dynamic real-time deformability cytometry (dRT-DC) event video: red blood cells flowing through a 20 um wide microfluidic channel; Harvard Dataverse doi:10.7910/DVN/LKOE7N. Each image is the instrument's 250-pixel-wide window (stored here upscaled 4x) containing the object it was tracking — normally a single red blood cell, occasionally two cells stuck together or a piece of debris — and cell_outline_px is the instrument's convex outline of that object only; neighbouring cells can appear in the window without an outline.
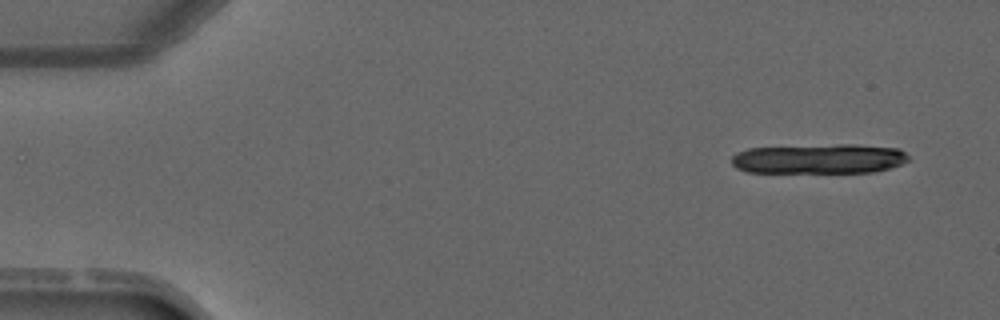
{"species": "common noctule bat (a hibernating species)", "species_latin": "Nyctalus noctula", "temperature_condition": "warm", "stored_images_in_passage": 5, "segment_of_instrument_passage": [1, 2], "camera_frame_rate_fps": 3000, "um_per_image_px": 0.085, "animal": {"sex": "male", "forearm_length_mm": 52.5}, "frame": {"image": 1, "passage_image": 1, "time_ms": 0.0, "image_size_px": [1000, 320], "cell_outline_px": [[908, 160], [900, 164], [876, 172], [748, 172], [736, 168], [732, 164], [732, 156], [736, 152], [748, 148], [836, 144], [856, 144], [900, 148], [908, 156]], "centroid_in_image_um": [69.62, 13.48], "position_along_channel_um": 15.4, "area_um2": 30.81}}